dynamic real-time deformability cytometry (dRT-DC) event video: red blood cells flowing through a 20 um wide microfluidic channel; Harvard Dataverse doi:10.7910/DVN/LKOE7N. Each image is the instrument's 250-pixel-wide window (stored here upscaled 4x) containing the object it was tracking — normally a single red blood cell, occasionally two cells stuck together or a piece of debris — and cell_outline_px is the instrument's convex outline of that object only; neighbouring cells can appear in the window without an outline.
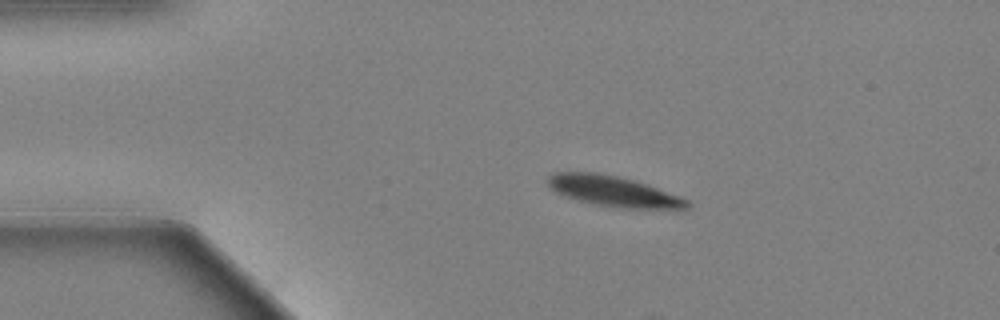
{"species": "Egyptian fruit bat (a non-hibernating species)", "species_latin": "Rousettus aegyptiacus", "temperature_condition": "warm", "stored_images_in_passage": 6, "camera_frame_rate_fps": 3000, "um_per_image_px": 0.085, "animal": {"sex": "female"}, "frame": {"image": 1, "passage_image": 1, "time_ms": 0.0, "image_size_px": [1000, 320], "cell_outline_px": [[692, 204], [688, 208], [620, 208], [596, 204], [576, 200], [564, 196], [556, 192], [548, 184], [548, 176], [552, 172], [596, 172], [636, 180], [680, 196], [688, 200]], "centroid_in_image_um": [52.13, 16.24], "position_along_channel_um": 32.9, "area_um2": 24.68}}